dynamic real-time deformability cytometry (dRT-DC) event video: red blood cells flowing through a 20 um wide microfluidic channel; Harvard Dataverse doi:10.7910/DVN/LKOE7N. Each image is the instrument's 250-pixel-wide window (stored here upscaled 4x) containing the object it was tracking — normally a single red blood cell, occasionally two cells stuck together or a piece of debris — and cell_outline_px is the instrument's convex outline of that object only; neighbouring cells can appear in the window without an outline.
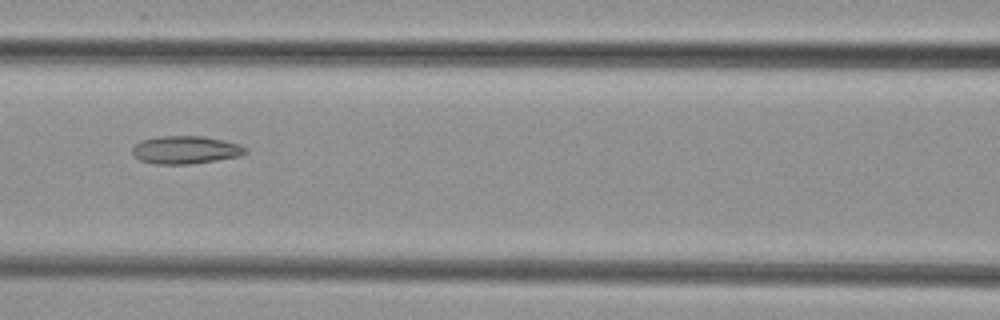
{"species": "common noctule bat (a hibernating species)", "species_latin": "Nyctalus noctula", "temperature_condition": "cold", "stored_images_in_passage": 9, "camera_frame_rate_fps": 3000, "um_per_image_px": 0.085, "animal": {"sex": "female", "body_mass_g": 29.2, "forearm_length_mm": 56.3}, "frame": {"image": 1, "passage_image": 7, "time_ms": 8.0, "image_size_px": [1000, 320], "cell_outline_px": [[248, 152], [240, 156], [216, 160], [188, 164], [152, 164], [140, 160], [132, 156], [132, 148], [140, 140], [160, 136], [204, 136], [224, 140], [240, 144], [248, 148]], "centroid_in_image_um": [15.77, 12.74], "position_along_channel_um": 150.8, "area_um2": 18.61}}
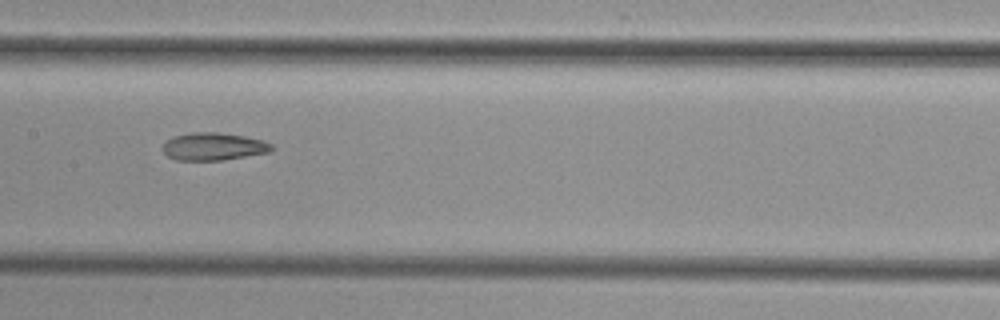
{"frame": {"image": 2, "passage_image": 8, "time_ms": 9.0, "image_size_px": [1000, 320], "cell_outline_px": [[272, 148], [268, 152], [224, 160], [176, 160], [168, 156], [160, 148], [172, 136], [192, 132], [216, 132], [244, 136], [264, 140], [272, 144]], "centroid_in_image_um": [18.12, 12.45], "position_along_channel_um": 189.3, "area_um2": 17.51}}
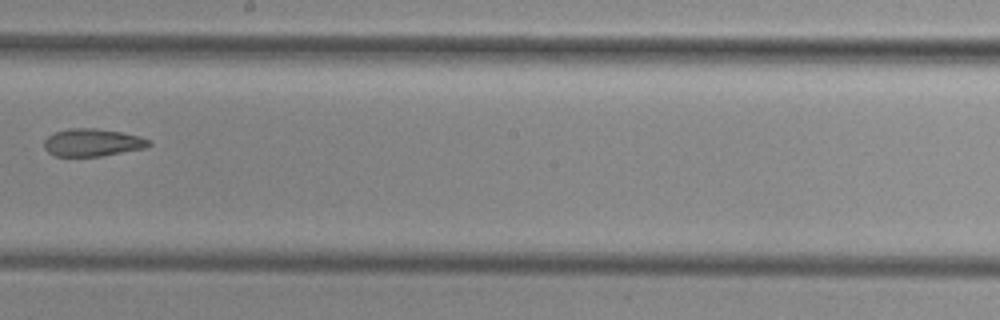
{"frame": {"image": 3, "passage_image": 9, "time_ms": 10.333, "image_size_px": [1000, 320], "cell_outline_px": [[152, 144], [148, 148], [100, 156], [56, 156], [48, 152], [44, 148], [44, 140], [48, 136], [56, 132], [68, 128], [96, 128], [120, 132], [140, 136], [148, 140]], "centroid_in_image_um": [7.87, 12.11], "position_along_channel_um": 240.3, "area_um2": 16.88}}